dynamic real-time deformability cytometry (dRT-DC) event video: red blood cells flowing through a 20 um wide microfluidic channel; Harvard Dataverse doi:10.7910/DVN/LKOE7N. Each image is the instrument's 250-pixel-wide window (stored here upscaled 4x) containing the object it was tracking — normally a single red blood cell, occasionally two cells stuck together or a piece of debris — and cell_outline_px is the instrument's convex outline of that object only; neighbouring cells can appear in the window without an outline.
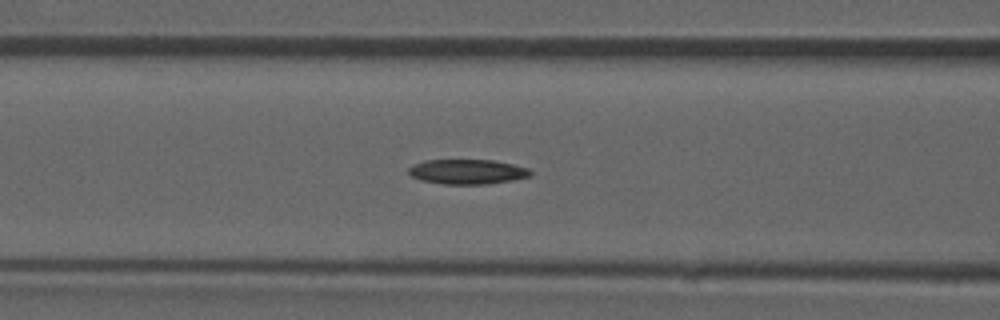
{"species": "common noctule bat (a hibernating species)", "species_latin": "Nyctalus noctula", "temperature_condition": "room temperature", "stored_images_in_passage": 48, "camera_frame_rate_fps": 3000, "um_per_image_px": 0.085, "animal": {"sex": "male", "forearm_length_mm": 52.5}, "frame": {"image": 1, "passage_image": 21, "time_ms": 6.667, "image_size_px": [1000, 320], "cell_outline_px": [[532, 176], [512, 180], [488, 184], [444, 184], [420, 180], [412, 176], [408, 172], [408, 168], [412, 164], [424, 160], [492, 160], [512, 164], [528, 168], [532, 172]], "centroid_in_image_um": [39.71, 14.59], "position_along_channel_um": 126.9, "area_um2": 17.69}}